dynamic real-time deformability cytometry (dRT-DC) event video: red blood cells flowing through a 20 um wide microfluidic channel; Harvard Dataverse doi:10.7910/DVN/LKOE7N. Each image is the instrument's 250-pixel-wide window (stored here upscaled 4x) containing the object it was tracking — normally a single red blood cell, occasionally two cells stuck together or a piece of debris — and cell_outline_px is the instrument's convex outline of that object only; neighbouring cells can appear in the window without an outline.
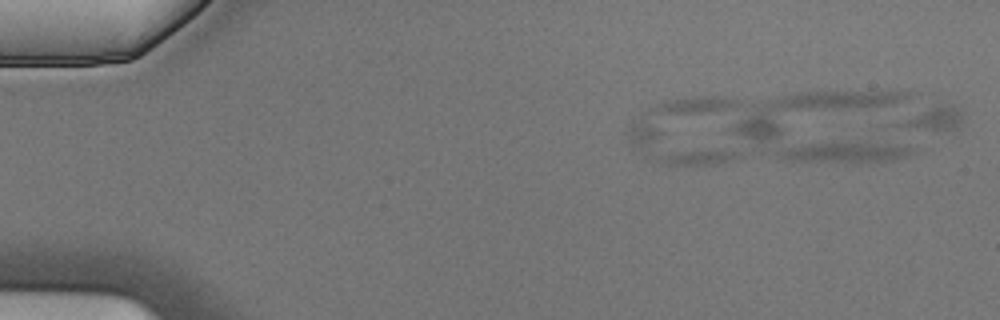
{"species": "Egyptian fruit bat (a non-hibernating species)", "species_latin": "Rousettus aegyptiacus", "temperature_condition": "cold", "stored_images_in_passage": 4, "camera_frame_rate_fps": 3000, "um_per_image_px": 0.085, "animal": {"sex": "male"}, "frame": {"image": 1, "passage_image": 1, "time_ms": 0.0, "image_size_px": [1000, 320], "cell_outline_px": [[964, 116], [960, 124], [956, 128], [940, 132], [876, 128], [880, 124], [888, 120], [936, 104], [956, 104], [960, 108]], "centroid_in_image_um": [78.87, 10.14], "position_along_channel_um": 6.1, "area_um2": 11.39}}